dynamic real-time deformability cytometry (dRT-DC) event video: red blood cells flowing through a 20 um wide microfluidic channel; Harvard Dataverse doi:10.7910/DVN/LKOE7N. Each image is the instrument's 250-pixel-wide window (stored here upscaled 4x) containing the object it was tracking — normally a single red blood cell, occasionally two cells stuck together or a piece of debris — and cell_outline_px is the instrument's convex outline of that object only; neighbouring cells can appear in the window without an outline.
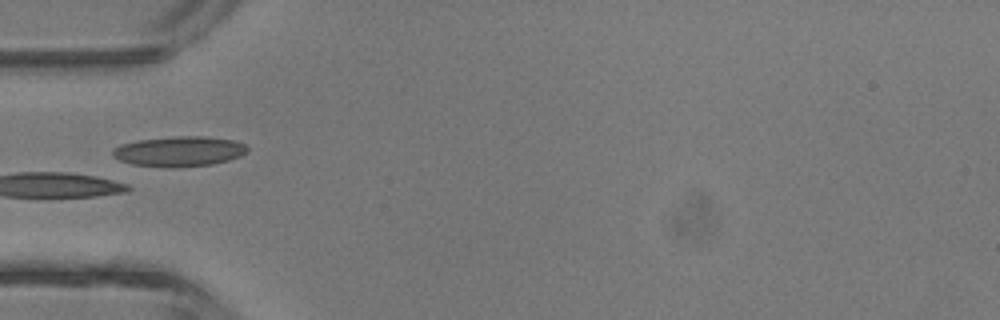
{"species": "common noctule bat (a hibernating species)", "species_latin": "Nyctalus noctula", "temperature_condition": "room temperature", "stored_images_in_passage": 4, "camera_frame_rate_fps": 3000, "um_per_image_px": 0.085, "animal": {"sex": "male", "body_mass_g": 13.3}, "frame": {"image": 1, "passage_image": 3, "time_ms": 2.333, "image_size_px": [1000, 320], "cell_outline_px": [[248, 152], [240, 156], [228, 160], [212, 164], [176, 168], [164, 168], [132, 164], [120, 160], [112, 156], [112, 148], [120, 144], [140, 140], [176, 136], [204, 136], [232, 140], [244, 144], [248, 148]], "centroid_in_image_um": [15.21, 12.88], "position_along_channel_um": 69.8, "area_um2": 23.81}}
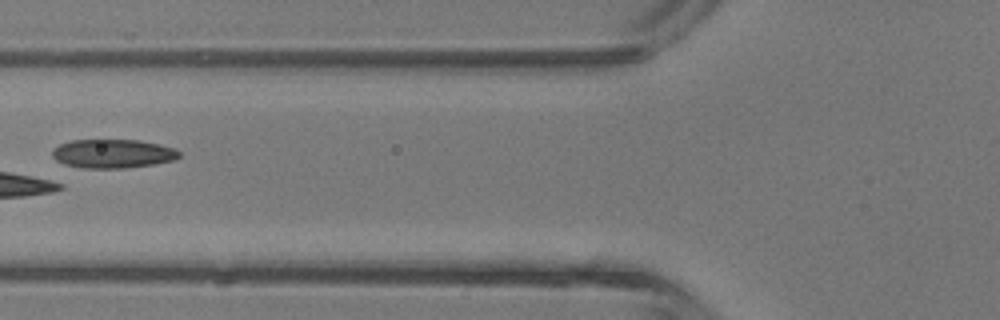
{"frame": {"image": 2, "passage_image": 4, "time_ms": 3.333, "image_size_px": [1000, 320], "cell_outline_px": [[180, 156], [172, 160], [152, 164], [124, 168], [84, 168], [64, 164], [56, 160], [52, 156], [52, 148], [60, 144], [72, 140], [140, 140], [160, 144], [176, 148], [180, 152]], "centroid_in_image_um": [9.58, 13.05], "position_along_channel_um": 116.2, "area_um2": 21.33}}